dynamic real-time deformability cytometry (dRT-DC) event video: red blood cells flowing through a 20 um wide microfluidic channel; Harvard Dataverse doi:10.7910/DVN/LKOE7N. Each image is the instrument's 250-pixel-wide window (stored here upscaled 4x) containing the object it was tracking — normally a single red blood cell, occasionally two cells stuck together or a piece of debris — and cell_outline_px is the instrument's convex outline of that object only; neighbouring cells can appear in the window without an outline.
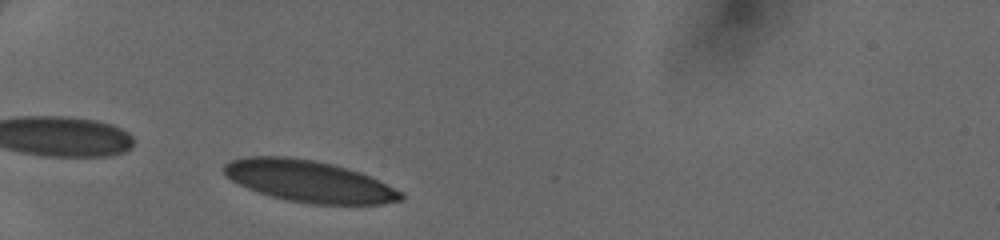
{"species": "human", "species_latin": "Homo sapiens", "temperature_condition": "cold", "stored_images_in_passage": 30, "camera_frame_rate_fps": 3000, "um_per_image_px": 0.085, "donor": {"sex": "female"}, "frame": {"image": 1, "passage_image": 2, "time_ms": 0.333, "image_size_px": [1000, 240], "cell_outline_px": [[404, 200], [384, 204], [308, 204], [288, 200], [272, 196], [248, 188], [224, 176], [220, 168], [224, 164], [232, 160], [248, 156], [284, 156], [312, 160], [332, 164], [348, 168], [360, 172], [400, 192], [404, 196]], "centroid_in_image_um": [26.21, 15.4], "position_along_channel_um": 58.8, "area_um2": 42.6}}
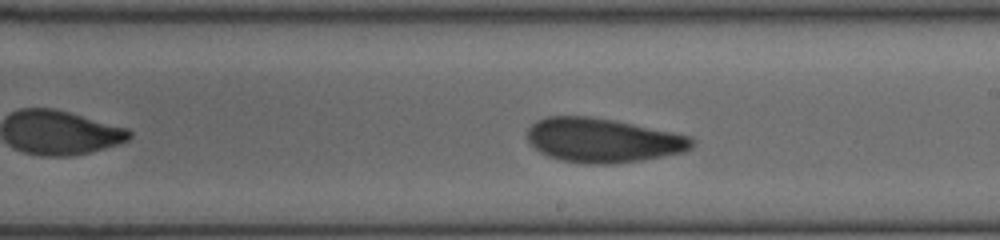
{"frame": {"image": 2, "passage_image": 16, "time_ms": 5.0, "image_size_px": [1000, 240], "cell_outline_px": [[696, 144], [692, 148], [684, 152], [644, 160], [612, 164], [584, 164], [560, 160], [548, 156], [540, 152], [528, 140], [528, 128], [536, 120], [548, 116], [588, 116], [612, 120], [692, 136], [696, 140]], "centroid_in_image_um": [51.28, 11.94], "position_along_channel_um": 237.7, "area_um2": 42.6}}
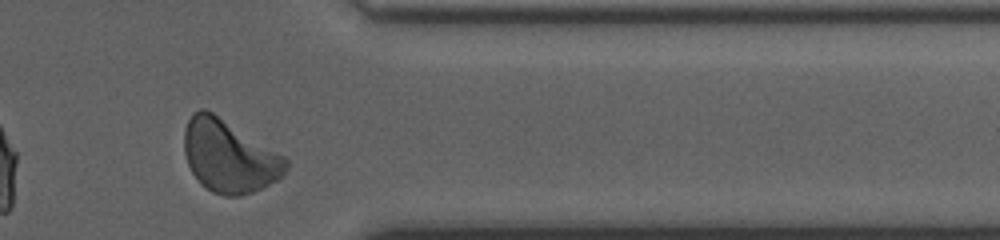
{"frame": {"image": 3, "passage_image": 27, "time_ms": 8.667, "image_size_px": [1000, 240], "cell_outline_px": [[288, 168], [284, 176], [280, 180], [252, 192], [240, 196], [224, 196], [212, 192], [200, 184], [192, 172], [188, 164], [184, 152], [184, 128], [192, 112], [200, 108], [204, 108], [212, 112], [284, 156], [288, 160]], "centroid_in_image_um": [19.47, 13.3], "position_along_channel_um": 391.9, "area_um2": 43.0}}